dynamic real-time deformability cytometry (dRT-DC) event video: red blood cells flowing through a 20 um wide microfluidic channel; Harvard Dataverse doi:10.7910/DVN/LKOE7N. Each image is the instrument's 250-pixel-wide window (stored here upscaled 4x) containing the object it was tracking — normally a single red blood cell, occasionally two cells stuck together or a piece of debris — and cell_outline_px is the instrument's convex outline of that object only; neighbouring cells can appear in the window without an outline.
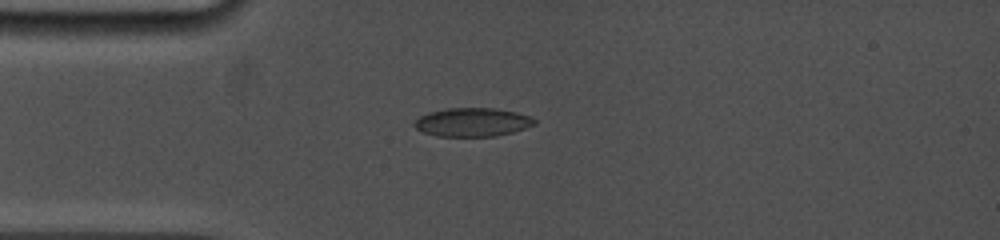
{"species": "common noctule bat (a hibernating species)", "species_latin": "Nyctalus noctula", "temperature_condition": "cold", "stored_images_in_passage": 22, "camera_frame_rate_fps": 5000, "um_per_image_px": 0.085, "animal": {"sex": "female", "body_mass_g": 19.0, "forearm_length_mm": 53.3}, "frame": {"image": 1, "passage_image": 4, "time_ms": 3.4, "image_size_px": [1000, 240], "cell_outline_px": [[536, 124], [512, 132], [496, 136], [436, 136], [424, 132], [416, 128], [412, 124], [420, 116], [428, 112], [448, 108], [492, 108], [516, 112], [532, 116], [536, 120]], "centroid_in_image_um": [40.16, 10.38], "position_along_channel_um": 44.8, "area_um2": 20.0}}
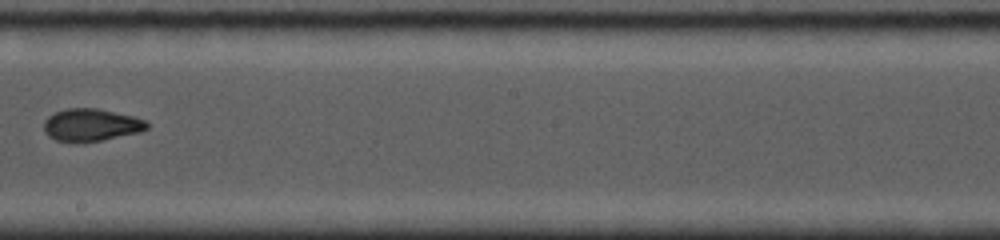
{"frame": {"image": 2, "passage_image": 9, "time_ms": 8.8, "image_size_px": [1000, 240], "cell_outline_px": [[148, 128], [140, 132], [100, 140], [76, 144], [56, 140], [48, 136], [44, 132], [44, 120], [48, 116], [56, 112], [68, 108], [96, 108], [132, 116], [144, 120], [148, 124]], "centroid_in_image_um": [7.69, 10.64], "position_along_channel_um": 240.5, "area_um2": 19.54}}
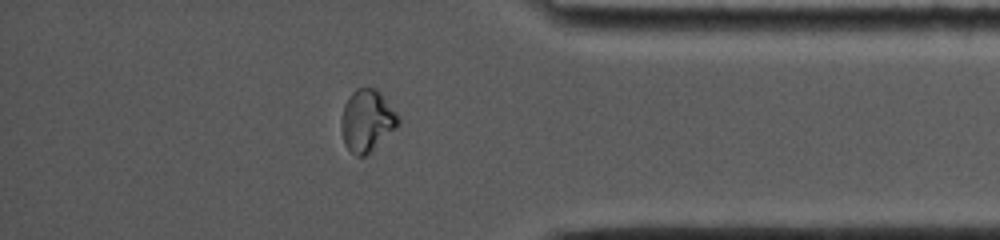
{"frame": {"image": 3, "passage_image": 17, "time_ms": 13.2, "image_size_px": [1000, 240], "cell_outline_px": [[400, 120], [396, 128], [364, 156], [356, 156], [344, 144], [340, 128], [340, 124], [344, 104], [352, 92], [356, 88], [376, 88], [380, 92], [396, 112]], "centroid_in_image_um": [31.17, 10.24], "position_along_channel_um": 404.0, "area_um2": 20.35}, "authors_computed_cell_mechanics": {"area_um2": 19.7965, "velocity_mm_per_s": 3.9027, "shape_relaxation_time_tau1_ms": null, "shape_relaxation_time_tau2_ms": 1.1858, "deformation_change_tau1": null, "deformation_change_tau2": 0.0378}}